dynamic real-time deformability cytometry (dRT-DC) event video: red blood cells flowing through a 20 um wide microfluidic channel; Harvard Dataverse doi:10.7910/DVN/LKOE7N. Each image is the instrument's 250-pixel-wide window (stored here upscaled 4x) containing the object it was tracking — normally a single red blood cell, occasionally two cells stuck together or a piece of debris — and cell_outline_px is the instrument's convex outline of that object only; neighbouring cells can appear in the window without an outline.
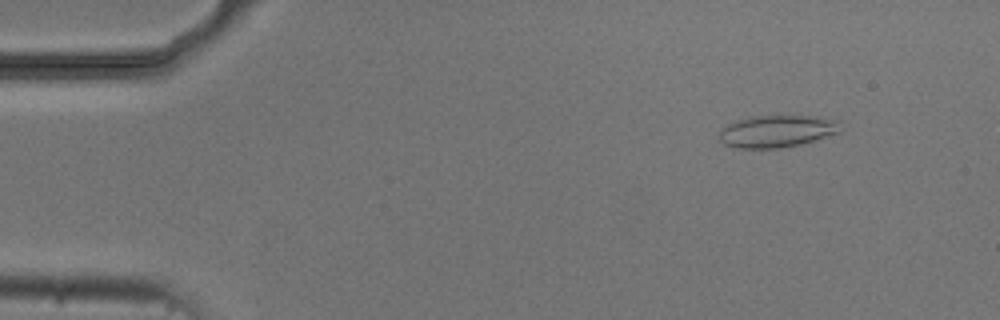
{"species": "common noctule bat (a hibernating species)", "species_latin": "Nyctalus noctula", "temperature_condition": "cold", "stored_images_in_passage": 5, "camera_frame_rate_fps": 3000, "um_per_image_px": 0.085, "animal": {"sex": "male", "body_mass_g": 20.5, "forearm_length_mm": 52.5}, "frame": {"image": 1, "passage_image": 2, "time_ms": 1.333, "image_size_px": [1000, 320], "cell_outline_px": [[840, 132], [800, 144], [780, 148], [736, 148], [724, 144], [720, 140], [720, 132], [728, 124], [736, 120], [752, 116], [820, 116], [840, 120]], "centroid_in_image_um": [66.07, 11.14], "position_along_channel_um": 18.9, "area_um2": 22.66}}